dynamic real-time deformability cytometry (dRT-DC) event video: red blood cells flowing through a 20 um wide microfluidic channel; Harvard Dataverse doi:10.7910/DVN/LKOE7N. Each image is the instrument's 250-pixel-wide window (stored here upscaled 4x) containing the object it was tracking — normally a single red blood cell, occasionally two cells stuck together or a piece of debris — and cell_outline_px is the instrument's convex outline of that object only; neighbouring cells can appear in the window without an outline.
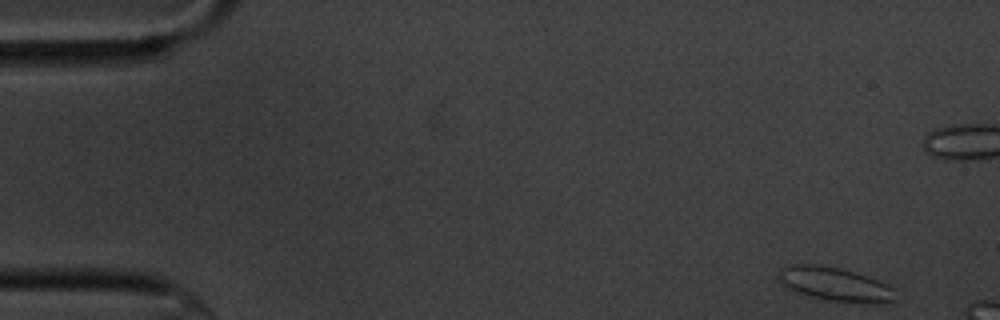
{"species": "common noctule bat (a hibernating species)", "species_latin": "Nyctalus noctula", "temperature_condition": "cold", "stored_images_in_passage": 10, "camera_frame_rate_fps": 3000, "um_per_image_px": 0.085, "animal": {"sex": "male", "body_mass_g": 20.1, "forearm_length_mm": 53.5}, "frame": {"image": 1, "passage_image": 1, "time_ms": 0.0, "image_size_px": [1000, 320], "cell_outline_px": [[896, 300], [892, 304], [868, 304], [824, 300], [804, 296], [792, 292], [784, 288], [780, 284], [776, 276], [780, 268], [784, 264], [820, 264], [840, 268], [856, 272], [868, 276], [892, 288]], "centroid_in_image_um": [70.88, 24.18], "position_along_channel_um": 14.1, "area_um2": 24.1}}